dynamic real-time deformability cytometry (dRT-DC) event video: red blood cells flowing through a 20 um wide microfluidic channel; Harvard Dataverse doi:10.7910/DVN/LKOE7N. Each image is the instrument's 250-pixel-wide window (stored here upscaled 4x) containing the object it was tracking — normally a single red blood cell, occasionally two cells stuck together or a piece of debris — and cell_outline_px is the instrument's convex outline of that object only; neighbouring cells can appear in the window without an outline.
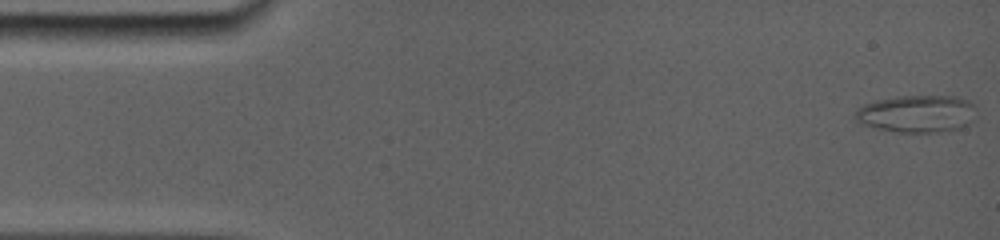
{"species": "common noctule bat (a hibernating species)", "species_latin": "Nyctalus noctula", "temperature_condition": "room temperature", "stored_images_in_passage": 52, "camera_frame_rate_fps": 5000, "um_per_image_px": 0.085, "animal": {"sex": "female", "body_mass_g": 19.0, "forearm_length_mm": 56.7}, "frame": {"image": 1, "passage_image": 1, "time_ms": 0.0, "image_size_px": [1000, 240], "cell_outline_px": [[972, 104], [952, 128], [924, 132], [904, 132], [880, 128], [868, 124], [856, 112], [864, 104], [876, 100], [900, 96], [952, 96], [964, 100]], "centroid_in_image_um": [77.73, 9.61], "position_along_channel_um": 7.3, "area_um2": 23.29}}
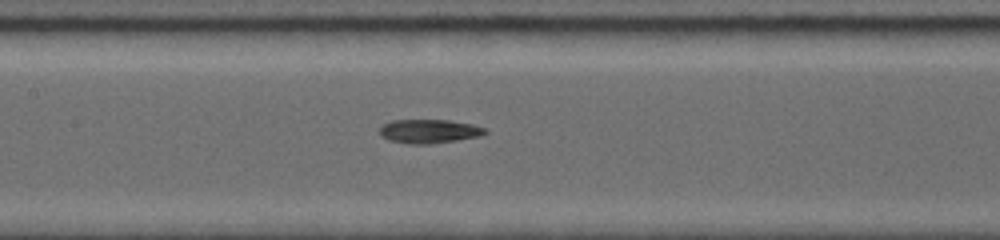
{"frame": {"image": 2, "passage_image": 24, "time_ms": 7.4, "image_size_px": [1000, 240], "cell_outline_px": [[488, 132], [476, 136], [452, 140], [424, 144], [416, 144], [392, 140], [384, 136], [380, 132], [380, 128], [384, 124], [392, 120], [448, 120], [472, 124], [484, 128]], "centroid_in_image_um": [36.47, 11.13], "position_along_channel_um": 170.9, "area_um2": 13.99}}
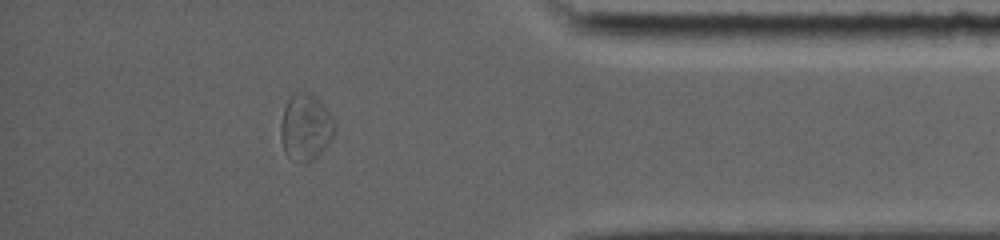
{"frame": {"image": 3, "passage_image": 45, "time_ms": 14.0, "image_size_px": [1000, 240], "cell_outline_px": [[336, 132], [332, 140], [312, 160], [304, 164], [288, 156], [284, 152], [280, 136], [280, 124], [284, 108], [292, 92], [308, 92], [316, 96], [320, 100], [332, 116], [336, 124]], "centroid_in_image_um": [25.99, 10.8], "position_along_channel_um": 409.2, "area_um2": 21.21}, "authors_computed_cell_mechanics": {"area_um2": 15.2592, "velocity_mm_per_s": 3.8657, "shape_relaxation_time_tau1_ms": null, "shape_relaxation_time_tau2_ms": 6.8591, "deformation_change_tau1": null, "deformation_change_tau2": 0.1723}}